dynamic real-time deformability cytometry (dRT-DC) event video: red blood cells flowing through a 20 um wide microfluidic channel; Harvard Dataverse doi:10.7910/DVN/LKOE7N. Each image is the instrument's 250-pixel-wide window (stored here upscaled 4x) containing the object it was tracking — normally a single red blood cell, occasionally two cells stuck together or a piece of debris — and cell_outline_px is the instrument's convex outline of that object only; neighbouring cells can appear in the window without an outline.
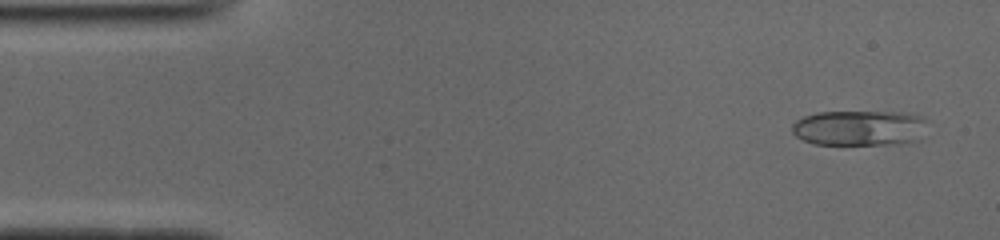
{"species": "common noctule bat (a hibernating species)", "species_latin": "Nyctalus noctula", "temperature_condition": "cold", "stored_images_in_passage": 50, "camera_frame_rate_fps": 3000, "um_per_image_px": 0.085, "animal": {"sex": "male", "body_mass_g": 19.0, "forearm_length_mm": 50.8}, "frame": {"image": 1, "passage_image": 3, "time_ms": 0.667, "image_size_px": [1000, 240], "cell_outline_px": [[928, 120], [912, 140], [884, 144], [816, 144], [804, 140], [796, 136], [792, 132], [792, 124], [796, 120], [804, 116], [816, 112], [904, 112], [920, 116]], "centroid_in_image_um": [72.93, 10.85], "position_along_channel_um": 12.1, "area_um2": 27.22}}
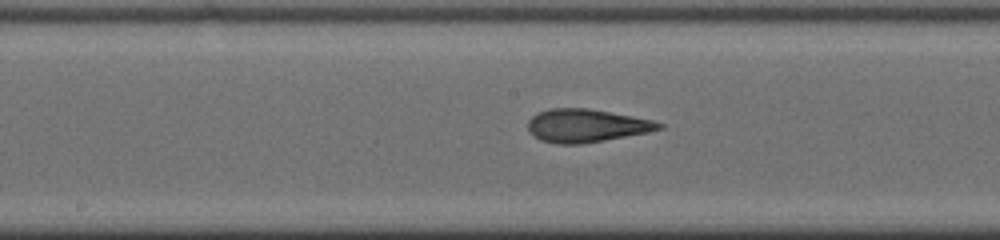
{"frame": {"image": 2, "passage_image": 25, "time_ms": 8.0, "image_size_px": [1000, 240], "cell_outline_px": [[664, 128], [648, 132], [604, 140], [580, 144], [556, 144], [540, 140], [528, 128], [528, 120], [532, 116], [548, 108], [588, 108], [632, 116], [652, 120], [664, 124]], "centroid_in_image_um": [49.84, 10.67], "position_along_channel_um": 198.4, "area_um2": 25.09}}
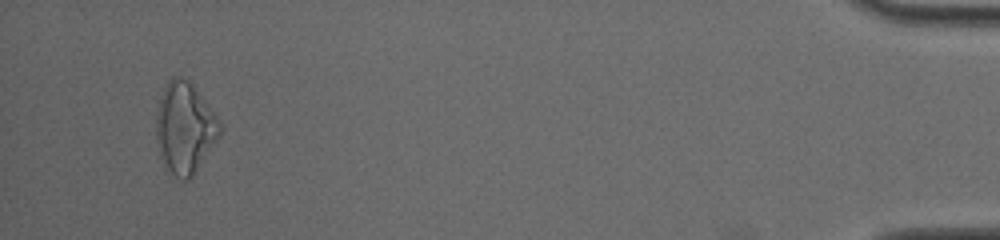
{"frame": {"image": 3, "passage_image": 48, "time_ms": 15.667, "image_size_px": [1000, 240], "cell_outline_px": [[220, 132], [192, 176], [188, 180], [184, 180], [168, 176], [156, 140], [156, 112], [164, 88], [168, 80], [172, 76], [180, 76], [188, 80], [220, 120]], "centroid_in_image_um": [15.66, 10.89], "position_along_channel_um": 419.5, "area_um2": 33.29}, "authors_computed_cell_mechanics": {"area_um2": 25.4898, "velocity_mm_per_s": 3.9308, "shape_relaxation_time_tau1_ms": 6.4584, "shape_relaxation_time_tau2_ms": 1.7962, "deformation_change_tau1": 0.1965, "deformation_change_tau2": 0.0893}}